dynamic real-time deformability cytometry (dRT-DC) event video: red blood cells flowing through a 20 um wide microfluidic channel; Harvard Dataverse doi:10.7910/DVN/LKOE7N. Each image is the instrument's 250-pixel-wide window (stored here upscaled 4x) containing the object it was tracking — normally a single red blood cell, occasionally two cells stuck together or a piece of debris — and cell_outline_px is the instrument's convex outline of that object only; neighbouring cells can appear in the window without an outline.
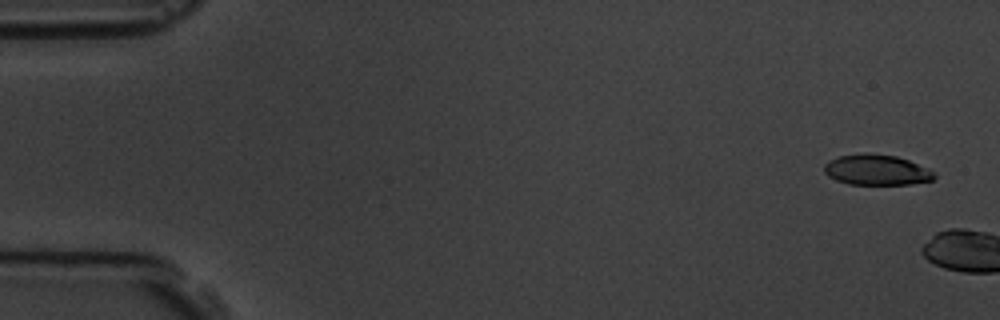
{"species": "common noctule bat (a hibernating species)", "species_latin": "Nyctalus noctula", "temperature_condition": "room temperature", "stored_images_in_passage": 2, "camera_frame_rate_fps": 3000, "um_per_image_px": 0.085, "animal": {"sex": "male", "body_mass_g": 19.5, "forearm_length_mm": 54.6}, "frame": {"image": 1, "passage_image": 1, "time_ms": 0.0, "image_size_px": [1000, 320], "cell_outline_px": [[936, 176], [932, 180], [908, 184], [848, 184], [836, 180], [828, 176], [824, 172], [824, 164], [828, 160], [840, 156], [864, 152], [896, 156], [908, 160], [936, 172]], "centroid_in_image_um": [74.48, 14.43], "position_along_channel_um": 10.5, "area_um2": 19.59}}